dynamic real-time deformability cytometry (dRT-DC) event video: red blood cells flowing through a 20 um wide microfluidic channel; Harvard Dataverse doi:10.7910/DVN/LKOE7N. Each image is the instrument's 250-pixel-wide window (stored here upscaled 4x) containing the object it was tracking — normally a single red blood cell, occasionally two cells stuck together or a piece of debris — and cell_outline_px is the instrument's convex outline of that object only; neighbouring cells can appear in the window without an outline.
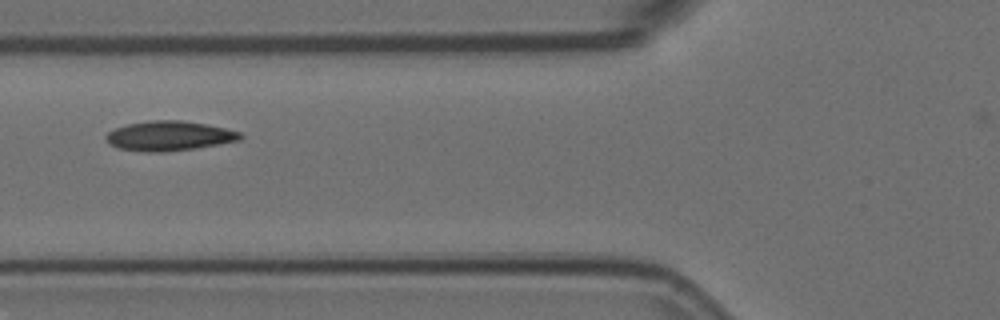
{"species": "Egyptian fruit bat (a non-hibernating species)", "species_latin": "Rousettus aegyptiacus", "temperature_condition": "room temperature", "stored_images_in_passage": 9, "camera_frame_rate_fps": 3000, "um_per_image_px": 0.085, "animal": {"sex": "female"}, "frame": {"image": 1, "passage_image": 6, "time_ms": 1.667, "image_size_px": [1000, 320], "cell_outline_px": [[244, 136], [240, 140], [196, 148], [164, 152], [144, 152], [116, 148], [104, 136], [108, 132], [116, 128], [128, 124], [148, 120], [180, 120], [204, 124], [224, 128], [240, 132]], "centroid_in_image_um": [14.37, 11.55], "position_along_channel_um": 111.4, "area_um2": 23.12}}
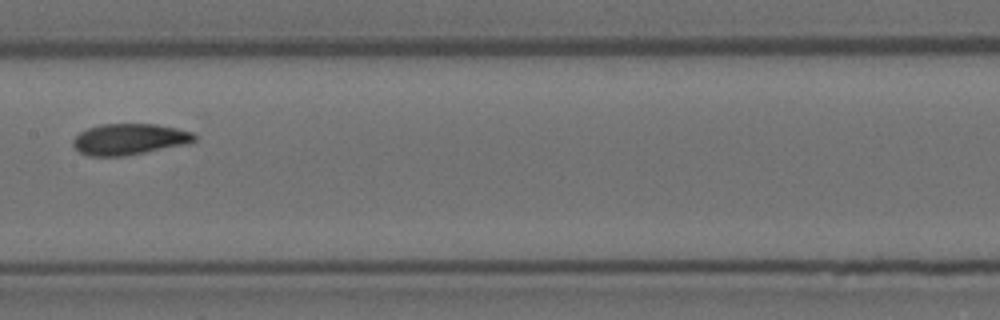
{"frame": {"image": 2, "passage_image": 8, "time_ms": 2.333, "image_size_px": [1000, 320], "cell_outline_px": [[196, 140], [188, 144], [124, 156], [88, 156], [80, 152], [72, 144], [72, 140], [80, 132], [88, 128], [100, 124], [156, 124], [176, 128], [192, 132], [196, 136]], "centroid_in_image_um": [11.0, 11.83], "position_along_channel_um": 196.4, "area_um2": 22.02}}
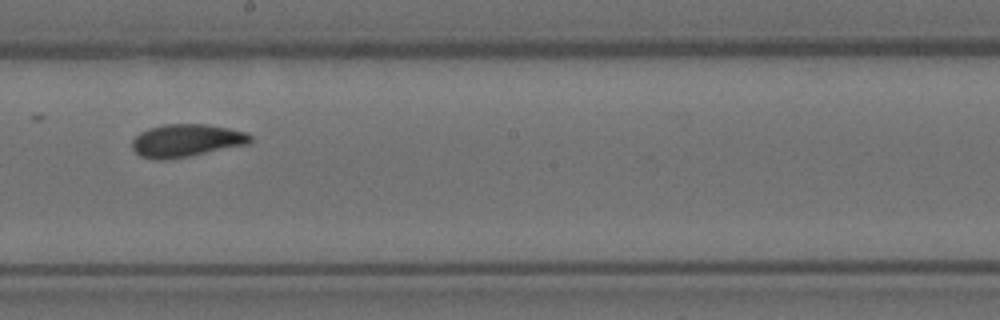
{"frame": {"image": 3, "passage_image": 9, "time_ms": 2.667, "image_size_px": [1000, 320], "cell_outline_px": [[252, 140], [248, 144], [188, 156], [140, 156], [132, 148], [132, 140], [140, 132], [148, 128], [164, 124], [208, 124], [228, 128], [244, 132], [252, 136]], "centroid_in_image_um": [15.88, 11.89], "position_along_channel_um": 232.3, "area_um2": 21.68}}